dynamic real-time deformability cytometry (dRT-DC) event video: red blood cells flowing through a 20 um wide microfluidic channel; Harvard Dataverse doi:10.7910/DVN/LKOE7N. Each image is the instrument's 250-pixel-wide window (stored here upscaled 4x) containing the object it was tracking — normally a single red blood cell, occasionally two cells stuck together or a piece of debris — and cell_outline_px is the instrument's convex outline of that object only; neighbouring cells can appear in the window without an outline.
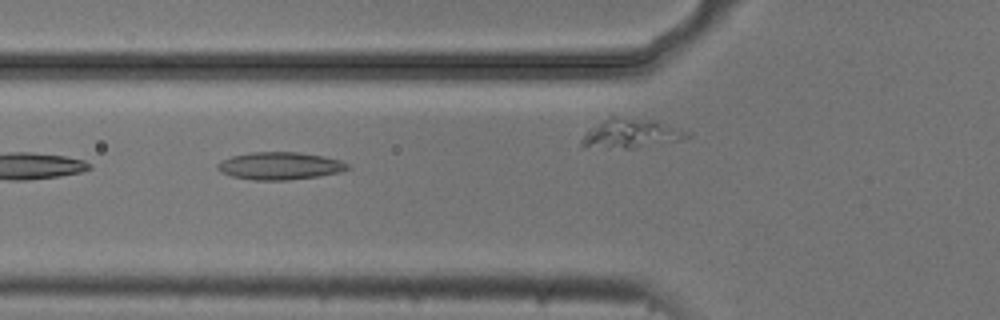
{"species": "common noctule bat (a hibernating species)", "species_latin": "Nyctalus noctula", "temperature_condition": "cold", "stored_images_in_passage": 11, "camera_frame_rate_fps": 3000, "um_per_image_px": 0.085, "animal": {"sex": "male", "body_mass_g": 20.5, "forearm_length_mm": 52.5}, "frame": {"image": 1, "passage_image": 5, "time_ms": 1.333, "image_size_px": [1000, 320], "cell_outline_px": [[352, 168], [340, 172], [320, 176], [288, 180], [252, 180], [232, 176], [220, 172], [216, 168], [216, 164], [220, 160], [232, 156], [252, 152], [300, 152], [324, 156], [340, 160], [348, 164]], "centroid_in_image_um": [23.79, 14.1], "position_along_channel_um": 102.0, "area_um2": 21.1}}
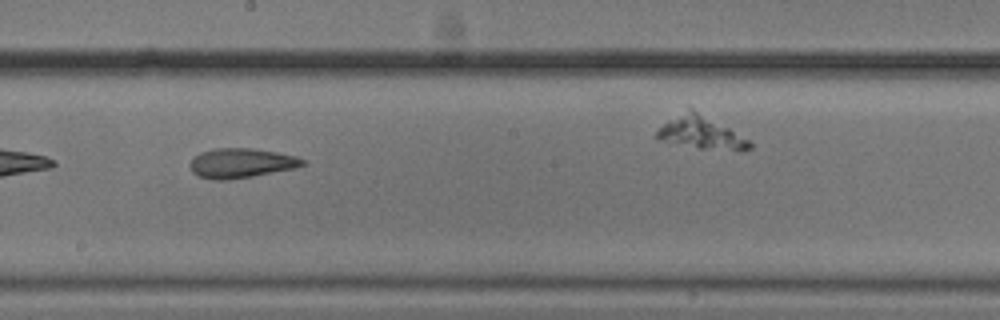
{"frame": {"image": 2, "passage_image": 8, "time_ms": 2.333, "image_size_px": [1000, 320], "cell_outline_px": [[304, 164], [296, 168], [252, 176], [224, 180], [212, 180], [200, 176], [192, 172], [192, 160], [200, 152], [216, 148], [252, 148], [276, 152], [296, 156], [304, 160]], "centroid_in_image_um": [20.52, 13.86], "position_along_channel_um": 227.7, "area_um2": 19.13}}
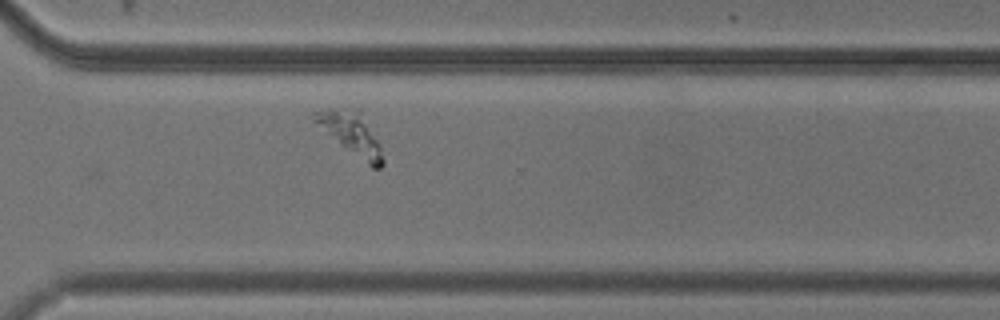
{"frame": {"image": 3, "passage_image": 11, "time_ms": 3.333, "image_size_px": [1000, 320], "cell_outline_px": [[384, 164], [380, 168], [372, 168], [312, 120], [312, 112], [328, 108], [360, 108], [380, 144], [384, 160]], "centroid_in_image_um": [29.9, 11.3], "position_along_channel_um": 340.7, "area_um2": 16.65}}